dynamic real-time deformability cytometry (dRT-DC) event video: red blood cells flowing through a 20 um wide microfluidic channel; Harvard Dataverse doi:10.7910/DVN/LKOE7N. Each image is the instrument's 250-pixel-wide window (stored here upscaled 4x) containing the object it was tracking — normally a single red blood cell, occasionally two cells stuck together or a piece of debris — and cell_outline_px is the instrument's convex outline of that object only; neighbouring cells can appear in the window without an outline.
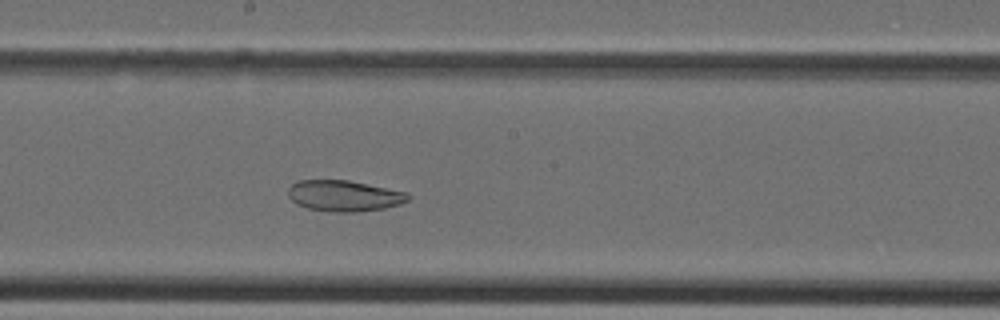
{"species": "Egyptian fruit bat (a non-hibernating species)", "species_latin": "Rousettus aegyptiacus", "temperature_condition": "cold", "stored_images_in_passage": 27, "camera_frame_rate_fps": 3000, "um_per_image_px": 0.085, "animal": {"sex": "female"}, "frame": {"image": 1, "passage_image": 10, "time_ms": 3.0, "image_size_px": [1000, 320], "cell_outline_px": [[408, 200], [400, 204], [384, 208], [356, 212], [328, 212], [308, 208], [296, 204], [288, 196], [288, 188], [296, 180], [348, 180], [408, 192]], "centroid_in_image_um": [29.22, 16.64], "position_along_channel_um": 219.0, "area_um2": 21.73}}
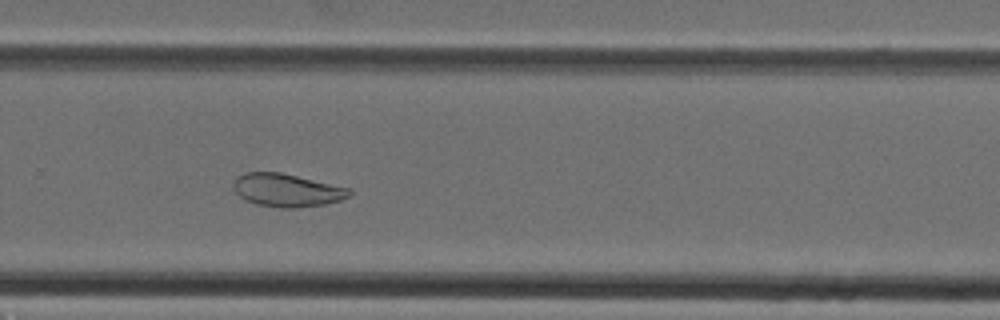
{"frame": {"image": 2, "passage_image": 15, "time_ms": 4.667, "image_size_px": [1000, 320], "cell_outline_px": [[352, 192], [348, 196], [340, 200], [324, 204], [296, 208], [280, 208], [256, 204], [240, 196], [236, 192], [236, 180], [244, 172], [280, 172], [352, 188]], "centroid_in_image_um": [24.45, 16.17], "position_along_channel_um": 305.3, "area_um2": 22.02}}
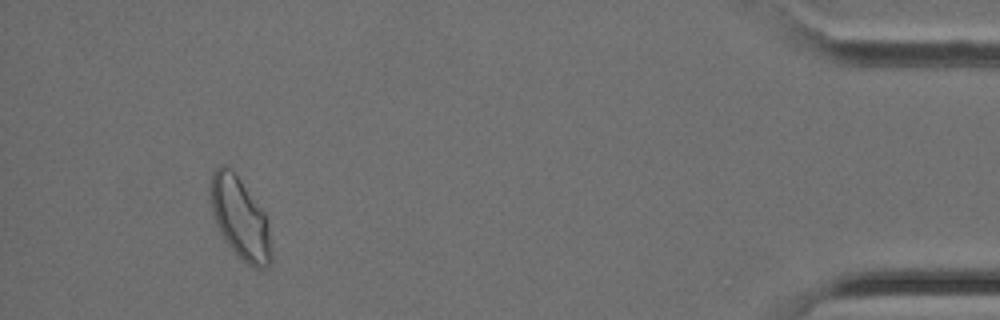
{"frame": {"image": 3, "passage_image": 25, "time_ms": 8.0, "image_size_px": [1000, 320], "cell_outline_px": [[272, 264], [268, 268], [260, 272], [252, 268], [236, 256], [224, 240], [216, 224], [212, 212], [208, 188], [208, 184], [212, 172], [220, 164], [224, 164], [232, 168], [264, 212], [268, 228], [272, 260]], "centroid_in_image_um": [20.38, 18.58], "position_along_channel_um": 414.8, "area_um2": 29.65}}